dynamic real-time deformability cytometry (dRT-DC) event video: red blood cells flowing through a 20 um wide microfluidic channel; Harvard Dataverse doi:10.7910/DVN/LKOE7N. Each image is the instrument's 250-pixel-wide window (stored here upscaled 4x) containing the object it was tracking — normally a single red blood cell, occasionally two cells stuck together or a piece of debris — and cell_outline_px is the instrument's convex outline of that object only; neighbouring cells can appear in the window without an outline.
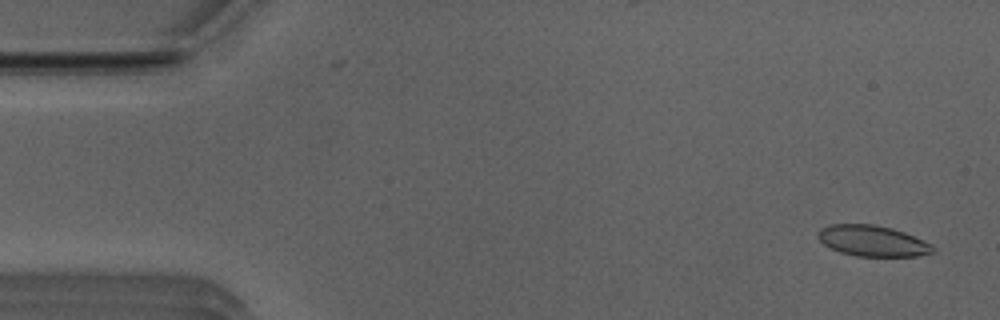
{"species": "Egyptian fruit bat (a non-hibernating species)", "species_latin": "Rousettus aegyptiacus", "temperature_condition": "room temperature", "stored_images_in_passage": 51, "camera_frame_rate_fps": 3000, "um_per_image_px": 0.085, "animal": {"sex": "male"}, "frame": {"image": 1, "passage_image": 2, "time_ms": 0.333, "image_size_px": [1000, 320], "cell_outline_px": [[936, 248], [932, 252], [916, 256], [856, 256], [840, 252], [824, 244], [816, 236], [820, 228], [828, 224], [876, 224], [892, 228], [904, 232], [932, 244]], "centroid_in_image_um": [74.14, 20.46], "position_along_channel_um": 10.9, "area_um2": 20.69}}
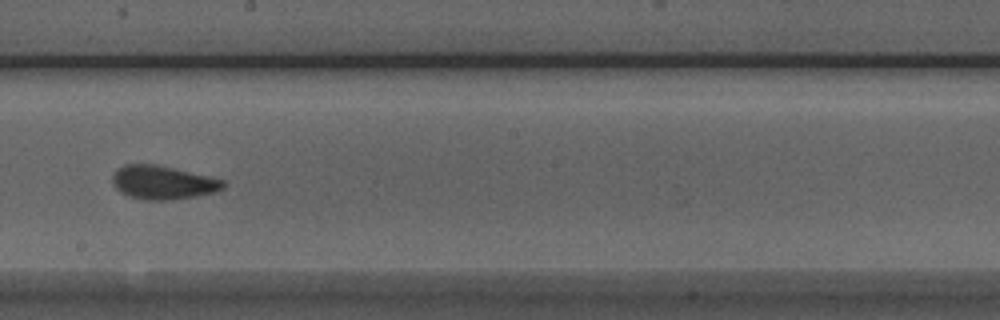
{"frame": {"image": 2, "passage_image": 28, "time_ms": 9.0, "image_size_px": [1000, 320], "cell_outline_px": [[224, 188], [216, 192], [172, 200], [144, 200], [128, 196], [120, 192], [116, 188], [112, 180], [112, 176], [116, 168], [124, 164], [156, 164], [212, 176], [224, 180]], "centroid_in_image_um": [13.84, 15.5], "position_along_channel_um": 234.4, "area_um2": 21.96}}
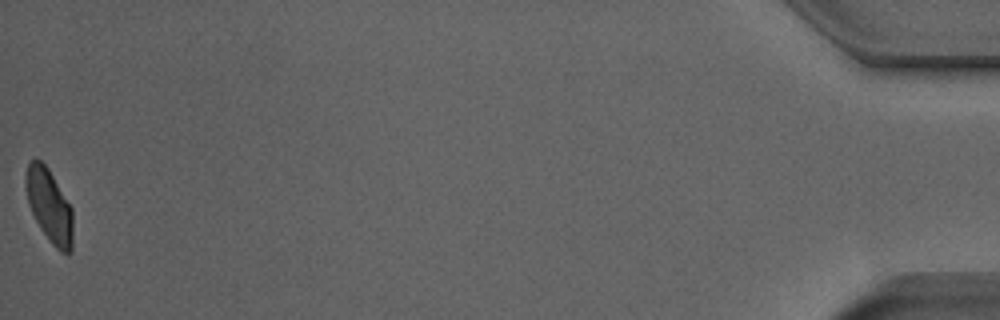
{"frame": {"image": 3, "passage_image": 51, "time_ms": 16.667, "image_size_px": [1000, 320], "cell_outline_px": [[72, 252], [68, 256], [60, 252], [48, 240], [40, 228], [28, 204], [24, 184], [24, 176], [28, 164], [36, 156], [48, 168], [72, 208]], "centroid_in_image_um": [4.18, 17.5], "position_along_channel_um": 431.0, "area_um2": 20.4}, "authors_computed_cell_mechanics": {"area_um2": 21.3282, "velocity_mm_per_s": 3.9564, "shape_relaxation_time_tau1_ms": 3.1035, "shape_relaxation_time_tau2_ms": 1.3306, "deformation_change_tau1": 0.1078, "deformation_change_tau2": 0.0659}}